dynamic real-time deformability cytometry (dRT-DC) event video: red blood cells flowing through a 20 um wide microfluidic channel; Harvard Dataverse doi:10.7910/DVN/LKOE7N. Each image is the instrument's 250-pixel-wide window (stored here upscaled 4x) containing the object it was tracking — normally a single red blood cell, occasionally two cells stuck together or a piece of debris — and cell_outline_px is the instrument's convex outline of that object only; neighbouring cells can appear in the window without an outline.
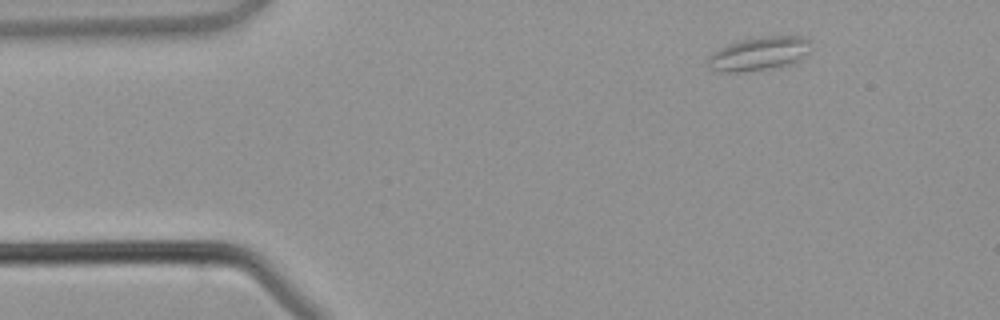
{"species": "common noctule bat (a hibernating species)", "species_latin": "Nyctalus noctula", "temperature_condition": "warm", "stored_images_in_passage": 3, "camera_frame_rate_fps": 3000, "um_per_image_px": 0.085, "animal": {"sex": "male", "body_mass_g": 21.5, "forearm_length_mm": 52.0}, "frame": {"image": 1, "passage_image": 1, "time_ms": 0.0, "image_size_px": [1000, 320], "cell_outline_px": [[812, 48], [800, 60], [788, 64], [764, 68], [736, 72], [716, 72], [708, 68], [708, 56], [712, 52], [728, 44], [740, 40], [760, 36], [804, 36], [808, 40]], "centroid_in_image_um": [64.49, 4.54], "position_along_channel_um": 20.5, "area_um2": 20.06}}